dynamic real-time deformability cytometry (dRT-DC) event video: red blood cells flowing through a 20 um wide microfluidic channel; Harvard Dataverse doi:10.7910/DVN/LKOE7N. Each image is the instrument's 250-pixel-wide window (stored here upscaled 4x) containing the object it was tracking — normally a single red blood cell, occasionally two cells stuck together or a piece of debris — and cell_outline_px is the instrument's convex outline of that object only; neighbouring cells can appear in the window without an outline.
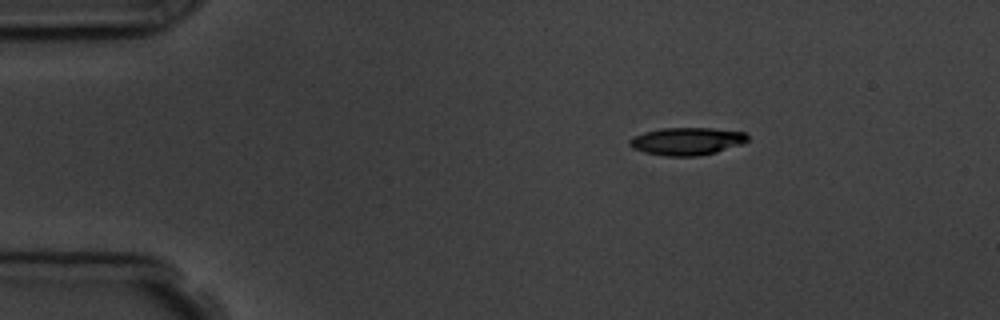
{"species": "common noctule bat (a hibernating species)", "species_latin": "Nyctalus noctula", "temperature_condition": "room temperature", "stored_images_in_passage": 3, "camera_frame_rate_fps": 3000, "um_per_image_px": 0.085, "animal": {"sex": "male", "body_mass_g": 19.5, "forearm_length_mm": 54.6}, "frame": {"image": 1, "passage_image": 1, "time_ms": 0.0, "image_size_px": [1000, 320], "cell_outline_px": [[748, 140], [740, 144], [716, 152], [700, 156], [664, 156], [644, 152], [632, 148], [628, 144], [628, 140], [632, 136], [644, 132], [660, 128], [712, 128], [744, 132], [748, 136]], "centroid_in_image_um": [58.33, 12.0], "position_along_channel_um": 26.7, "area_um2": 19.07}}